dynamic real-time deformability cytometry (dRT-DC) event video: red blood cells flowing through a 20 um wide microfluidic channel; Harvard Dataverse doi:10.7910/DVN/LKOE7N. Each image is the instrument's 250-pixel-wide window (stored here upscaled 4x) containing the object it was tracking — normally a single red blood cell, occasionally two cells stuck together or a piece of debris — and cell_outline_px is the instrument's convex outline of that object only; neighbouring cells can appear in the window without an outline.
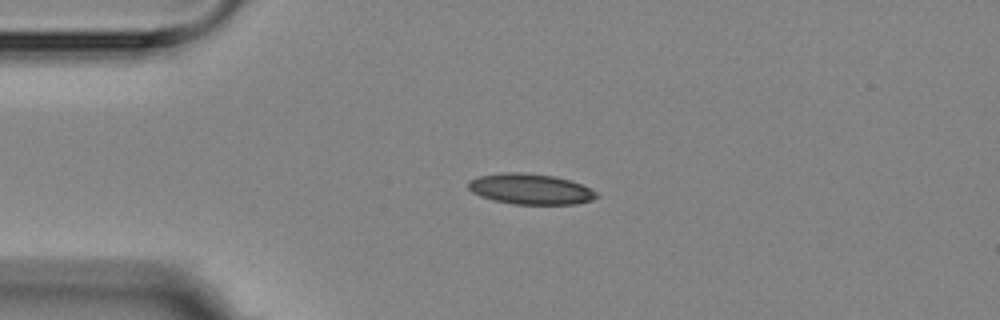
{"species": "Egyptian fruit bat (a non-hibernating species)", "species_latin": "Rousettus aegyptiacus", "temperature_condition": "room temperature", "stored_images_in_passage": 3, "camera_frame_rate_fps": 3000, "um_per_image_px": 0.085, "animal": {"sex": "female"}, "frame": {"image": 1, "passage_image": 1, "time_ms": 0.0, "image_size_px": [1000, 320], "cell_outline_px": [[600, 196], [592, 200], [576, 204], [512, 204], [492, 200], [480, 196], [472, 192], [468, 188], [468, 180], [480, 176], [504, 172], [524, 172], [556, 176], [580, 184], [596, 192]], "centroid_in_image_um": [45.06, 16.07], "position_along_channel_um": 39.9, "area_um2": 22.95}}